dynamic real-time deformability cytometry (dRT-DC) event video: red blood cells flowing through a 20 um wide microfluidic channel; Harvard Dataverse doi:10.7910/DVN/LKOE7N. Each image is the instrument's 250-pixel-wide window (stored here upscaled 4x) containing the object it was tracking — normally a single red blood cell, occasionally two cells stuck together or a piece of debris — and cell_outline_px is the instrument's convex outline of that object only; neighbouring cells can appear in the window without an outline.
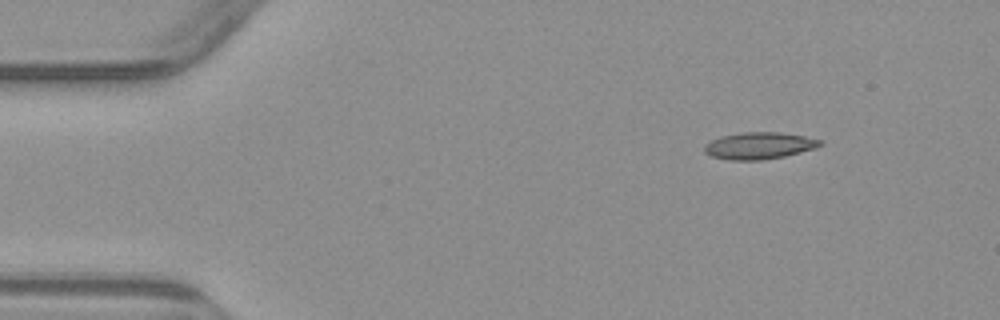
{"species": "common noctule bat (a hibernating species)", "species_latin": "Nyctalus noctula", "temperature_condition": "warm", "stored_images_in_passage": 7, "camera_frame_rate_fps": 3000, "um_per_image_px": 0.085, "animal": {"sex": "male", "body_mass_g": 23.1, "forearm_length_mm": 52.7}, "frame": {"image": 1, "passage_image": 2, "time_ms": 1.333, "image_size_px": [1000, 320], "cell_outline_px": [[824, 144], [816, 148], [784, 156], [764, 160], [728, 160], [712, 156], [704, 152], [704, 144], [720, 136], [744, 132], [780, 132], [804, 136], [824, 140]], "centroid_in_image_um": [64.55, 12.38], "position_along_channel_um": 20.5, "area_um2": 18.26}}
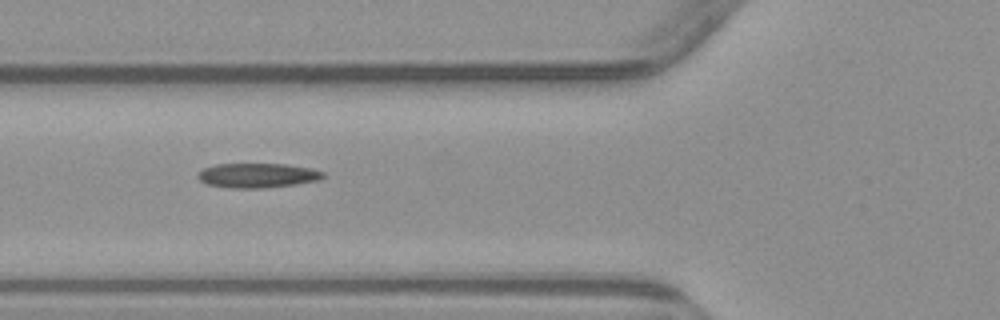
{"frame": {"image": 2, "passage_image": 5, "time_ms": 5.667, "image_size_px": [1000, 320], "cell_outline_px": [[324, 176], [320, 180], [296, 184], [264, 188], [232, 188], [208, 184], [200, 180], [196, 176], [196, 172], [204, 168], [216, 164], [284, 164], [312, 168], [324, 172]], "centroid_in_image_um": [21.88, 14.91], "position_along_channel_um": 103.9, "area_um2": 17.98}}
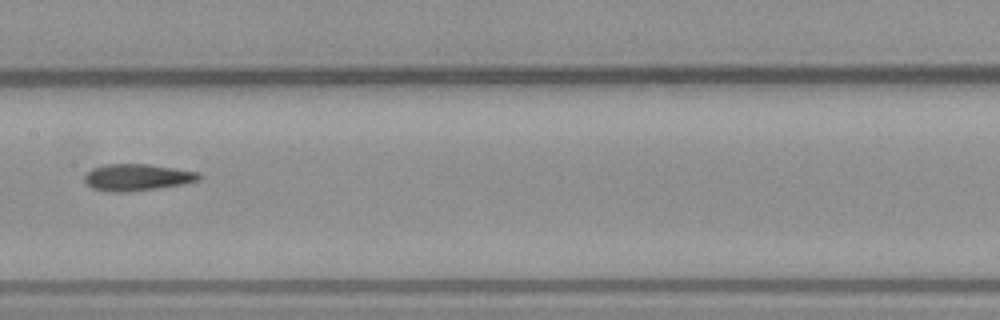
{"frame": {"image": 3, "passage_image": 7, "time_ms": 8.0, "image_size_px": [1000, 320], "cell_outline_px": [[200, 180], [180, 184], [156, 188], [120, 192], [116, 192], [92, 188], [84, 180], [84, 176], [92, 168], [104, 164], [148, 164], [200, 172]], "centroid_in_image_um": [11.64, 15.05], "position_along_channel_um": 195.8, "area_um2": 17.51}}